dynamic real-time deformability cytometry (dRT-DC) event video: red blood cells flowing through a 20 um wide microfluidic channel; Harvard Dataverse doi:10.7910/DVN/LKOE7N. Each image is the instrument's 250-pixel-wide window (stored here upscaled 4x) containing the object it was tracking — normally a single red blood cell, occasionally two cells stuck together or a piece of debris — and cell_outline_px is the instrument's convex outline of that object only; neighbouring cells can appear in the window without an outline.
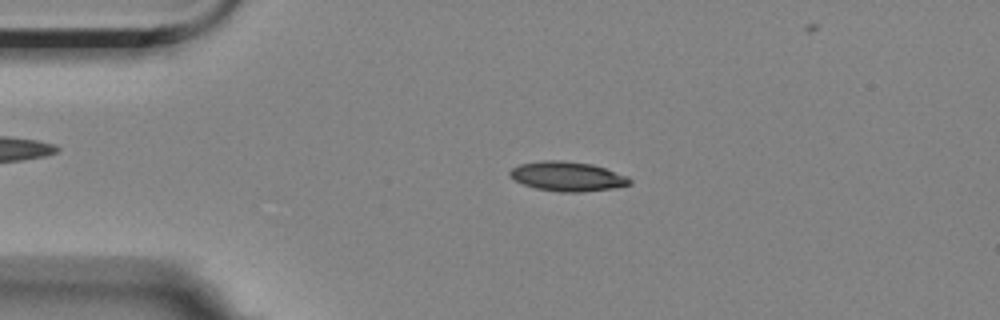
{"species": "Egyptian fruit bat (a non-hibernating species)", "species_latin": "Rousettus aegyptiacus", "temperature_condition": "room temperature", "stored_images_in_passage": 5, "camera_frame_rate_fps": 3000, "um_per_image_px": 0.085, "animal": {"sex": "female"}, "frame": {"image": 1, "passage_image": 3, "time_ms": 2.0, "image_size_px": [1000, 320], "cell_outline_px": [[632, 184], [616, 188], [580, 192], [560, 192], [536, 188], [524, 184], [508, 176], [508, 172], [512, 168], [520, 164], [544, 160], [564, 160], [592, 164], [628, 176], [632, 180]], "centroid_in_image_um": [48.25, 14.99], "position_along_channel_um": 36.7, "area_um2": 20.69}}